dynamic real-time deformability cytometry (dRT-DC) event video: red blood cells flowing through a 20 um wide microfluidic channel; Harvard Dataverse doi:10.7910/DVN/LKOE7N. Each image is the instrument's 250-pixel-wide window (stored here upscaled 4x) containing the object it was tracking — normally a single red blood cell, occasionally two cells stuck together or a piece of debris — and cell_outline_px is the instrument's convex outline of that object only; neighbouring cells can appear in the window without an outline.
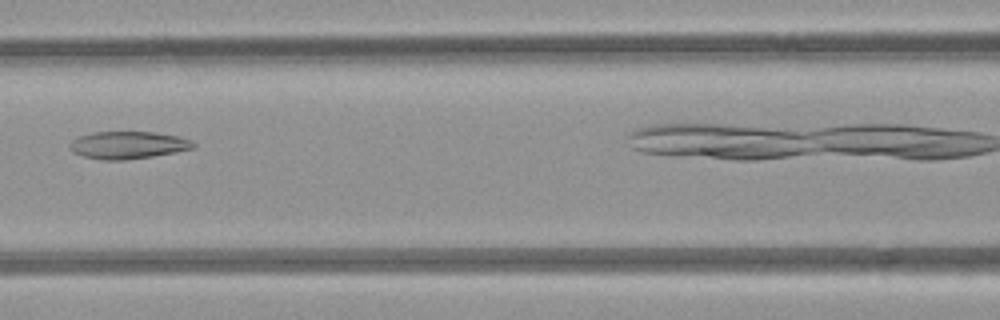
{"species": "common noctule bat (a hibernating species)", "species_latin": "Nyctalus noctula", "temperature_condition": "room temperature", "stored_images_in_passage": 7, "camera_frame_rate_fps": 3000, "um_per_image_px": 0.085, "animal": {"sex": "female", "body_mass_g": 21.9}, "frame": {"image": 1, "passage_image": 6, "time_ms": 5.667, "image_size_px": [1000, 320], "cell_outline_px": [[196, 144], [192, 148], [176, 152], [152, 156], [124, 160], [100, 160], [80, 156], [72, 152], [68, 148], [68, 144], [72, 140], [80, 136], [92, 132], [152, 132], [176, 136], [192, 140]], "centroid_in_image_um": [10.81, 12.34], "position_along_channel_um": 155.8, "area_um2": 19.83}}